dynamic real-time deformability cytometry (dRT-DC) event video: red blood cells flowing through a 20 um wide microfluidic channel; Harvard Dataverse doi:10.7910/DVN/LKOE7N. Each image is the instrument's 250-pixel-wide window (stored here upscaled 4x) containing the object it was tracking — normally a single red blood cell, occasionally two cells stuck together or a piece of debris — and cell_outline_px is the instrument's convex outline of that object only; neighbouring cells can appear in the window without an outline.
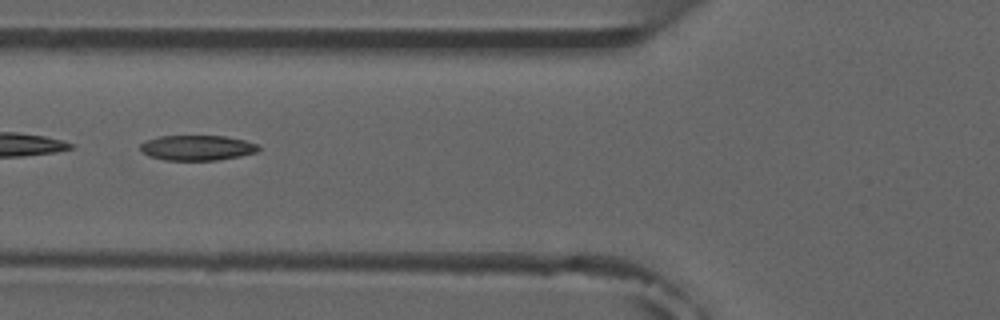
{"species": "common noctule bat (a hibernating species)", "species_latin": "Nyctalus noctula", "temperature_condition": "room temperature", "stored_images_in_passage": 5, "camera_frame_rate_fps": 3000, "um_per_image_px": 0.085, "animal": {"sex": "male", "forearm_length_mm": 52.5}, "frame": {"image": 1, "passage_image": 2, "time_ms": 1.333, "image_size_px": [1000, 320], "cell_outline_px": [[260, 148], [256, 152], [240, 156], [216, 160], [164, 160], [148, 156], [140, 148], [140, 144], [144, 140], [160, 136], [224, 136], [244, 140], [260, 144]], "centroid_in_image_um": [16.75, 12.56], "position_along_channel_um": 109.0, "area_um2": 17.4}}
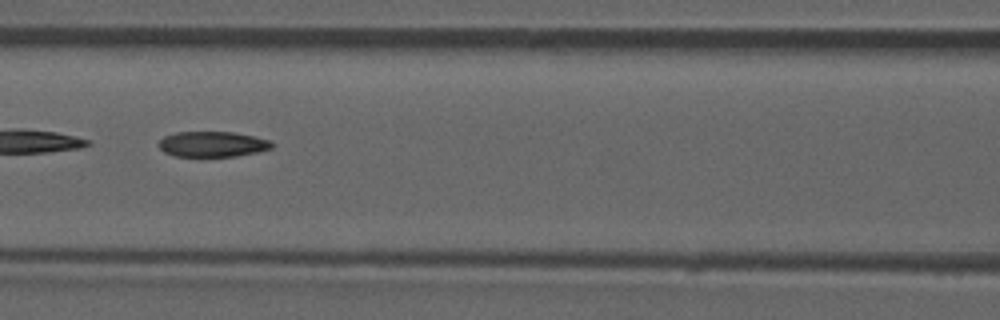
{"frame": {"image": 2, "passage_image": 3, "time_ms": 2.333, "image_size_px": [1000, 320], "cell_outline_px": [[276, 144], [272, 148], [256, 152], [236, 156], [176, 156], [164, 152], [156, 144], [164, 136], [176, 132], [232, 132], [256, 136], [272, 140]], "centroid_in_image_um": [18.09, 12.24], "position_along_channel_um": 148.5, "area_um2": 16.94}}